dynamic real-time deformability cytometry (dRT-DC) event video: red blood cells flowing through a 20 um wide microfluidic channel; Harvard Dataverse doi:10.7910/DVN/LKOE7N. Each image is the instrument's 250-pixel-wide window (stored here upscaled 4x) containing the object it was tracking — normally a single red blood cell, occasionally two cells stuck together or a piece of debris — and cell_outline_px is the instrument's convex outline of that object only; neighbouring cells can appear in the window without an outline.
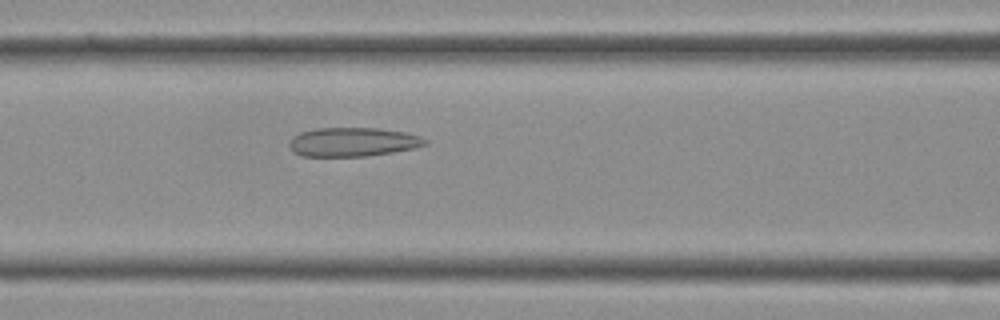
{"species": "Egyptian fruit bat (a non-hibernating species)", "species_latin": "Rousettus aegyptiacus", "temperature_condition": "cold", "stored_images_in_passage": 37, "camera_frame_rate_fps": 3000, "um_per_image_px": 0.085, "frame": {"image": 1, "passage_image": 16, "time_ms": 5.0, "image_size_px": [1000, 320], "cell_outline_px": [[428, 144], [416, 148], [368, 156], [300, 156], [288, 144], [292, 136], [300, 132], [316, 128], [376, 128], [404, 132], [420, 136], [428, 140]], "centroid_in_image_um": [30.01, 12.06], "position_along_channel_um": 136.6, "area_um2": 22.95}}
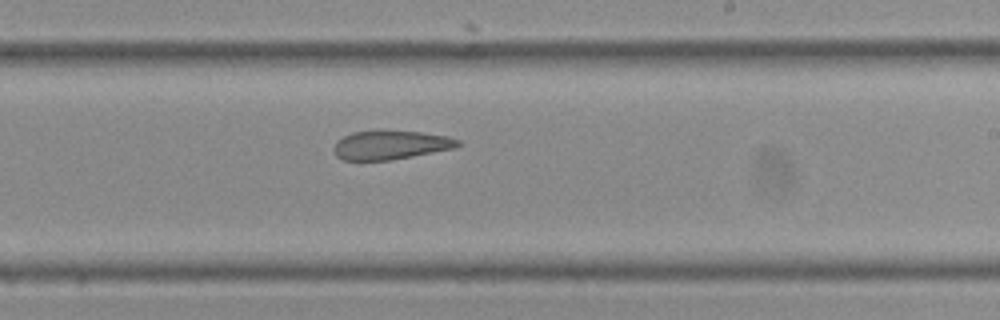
{"frame": {"image": 2, "passage_image": 23, "time_ms": 7.333, "image_size_px": [1000, 320], "cell_outline_px": [[464, 144], [456, 148], [392, 160], [344, 160], [336, 156], [332, 148], [336, 140], [352, 132], [420, 132], [448, 136], [460, 140]], "centroid_in_image_um": [33.23, 12.35], "position_along_channel_um": 255.8, "area_um2": 20.75}}
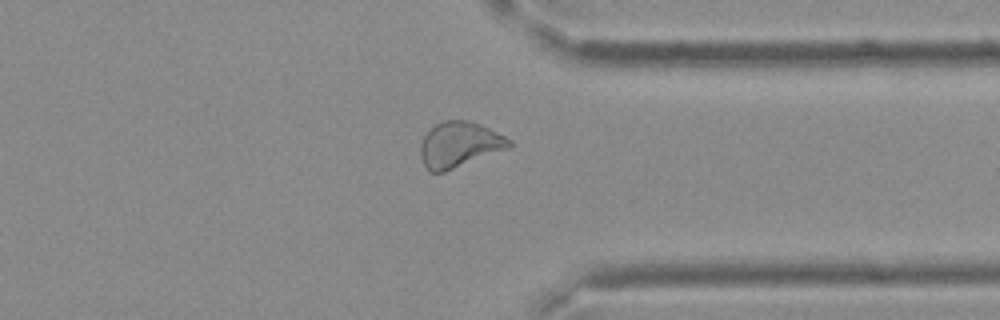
{"frame": {"image": 3, "passage_image": 30, "time_ms": 9.667, "image_size_px": [1000, 320], "cell_outline_px": [[512, 148], [444, 172], [432, 172], [424, 164], [420, 156], [420, 144], [424, 136], [436, 124], [444, 120], [468, 120], [480, 124], [512, 140]], "centroid_in_image_um": [39.08, 12.3], "position_along_channel_um": 372.3, "area_um2": 23.58}}